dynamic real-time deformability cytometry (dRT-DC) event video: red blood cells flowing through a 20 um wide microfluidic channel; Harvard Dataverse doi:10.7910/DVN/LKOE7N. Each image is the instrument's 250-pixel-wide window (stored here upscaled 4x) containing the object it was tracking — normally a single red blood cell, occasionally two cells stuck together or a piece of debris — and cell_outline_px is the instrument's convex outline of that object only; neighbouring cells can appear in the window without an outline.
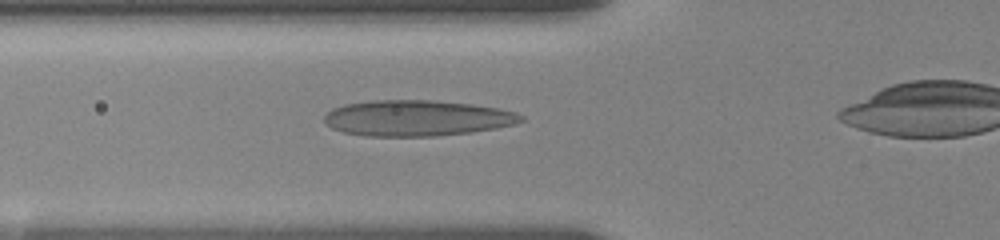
{"species": "human", "species_latin": "Homo sapiens", "temperature_condition": "room temperature", "stored_images_in_passage": 14, "segment_of_instrument_passage": [1, 2], "camera_frame_rate_fps": 3000, "um_per_image_px": 0.085, "donor": {"sex": "female"}, "frame": {"image": 1, "passage_image": 6, "time_ms": 2.667, "image_size_px": [1000, 240], "cell_outline_px": [[524, 120], [516, 124], [496, 128], [472, 132], [436, 136], [368, 136], [344, 132], [332, 128], [324, 120], [324, 116], [332, 108], [344, 104], [372, 100], [432, 100], [472, 104], [496, 108], [516, 112], [524, 116]], "centroid_in_image_um": [35.45, 10.03], "position_along_channel_um": 90.3, "area_um2": 41.15}}
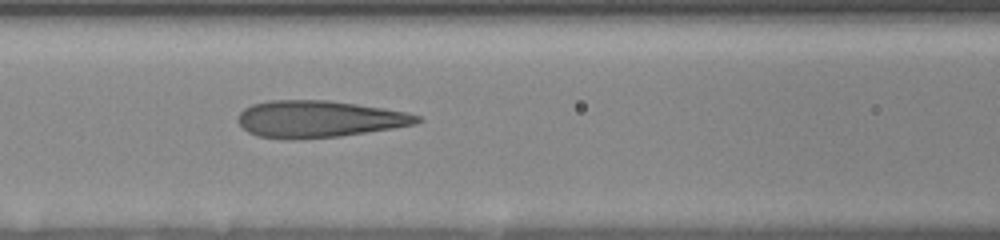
{"frame": {"image": 2, "passage_image": 8, "time_ms": 4.0, "image_size_px": [1000, 240], "cell_outline_px": [[424, 120], [416, 124], [392, 128], [340, 136], [260, 136], [248, 132], [240, 124], [240, 112], [244, 108], [252, 104], [268, 100], [328, 100], [384, 108], [404, 112], [420, 116]], "centroid_in_image_um": [27.18, 10.06], "position_along_channel_um": 139.4, "area_um2": 37.11}}
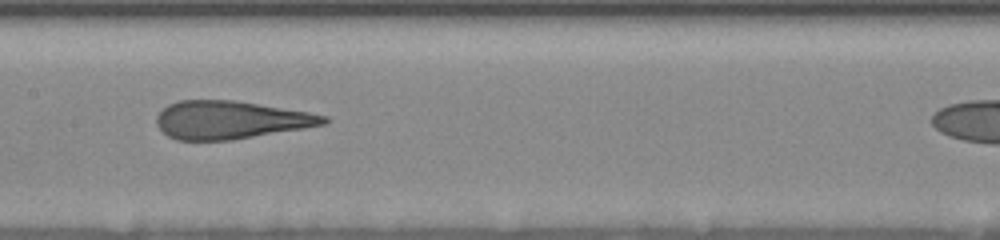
{"frame": {"image": 3, "passage_image": 11, "time_ms": 5.333, "image_size_px": [1000, 240], "cell_outline_px": [[332, 120], [324, 124], [304, 128], [232, 140], [176, 140], [168, 136], [156, 124], [156, 116], [168, 104], [180, 100], [236, 100], [308, 112], [328, 116]], "centroid_in_image_um": [19.6, 10.19], "position_along_channel_um": 187.8, "area_um2": 36.99}}